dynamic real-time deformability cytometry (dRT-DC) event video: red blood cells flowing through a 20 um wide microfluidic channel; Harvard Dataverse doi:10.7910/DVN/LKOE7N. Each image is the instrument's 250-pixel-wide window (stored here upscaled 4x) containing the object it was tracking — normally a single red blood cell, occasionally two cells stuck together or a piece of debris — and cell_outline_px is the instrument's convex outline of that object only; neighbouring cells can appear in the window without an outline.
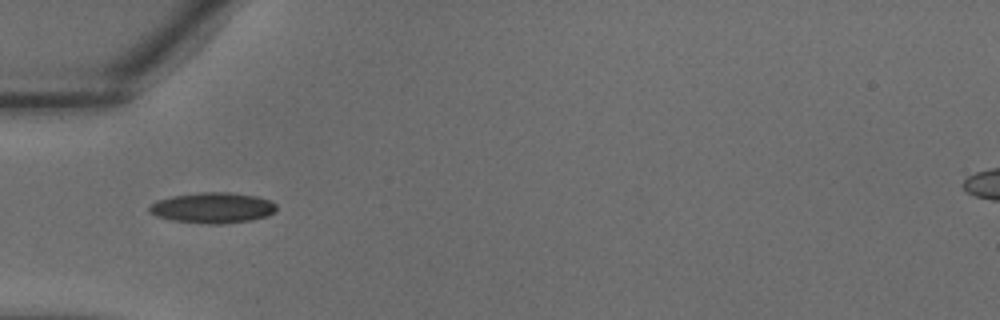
{"species": "common noctule bat (a hibernating species)", "species_latin": "Nyctalus noctula", "temperature_condition": "warm", "stored_images_in_passage": 26, "camera_frame_rate_fps": 3000, "um_per_image_px": 0.085, "animal": {"sex": "male", "body_mass_g": 18.8}, "frame": {"image": 1, "passage_image": 1, "time_ms": 0.0, "image_size_px": [1000, 320], "cell_outline_px": [[276, 212], [268, 216], [252, 220], [220, 224], [208, 224], [172, 220], [156, 216], [148, 212], [148, 208], [156, 200], [172, 196], [200, 192], [232, 192], [256, 196], [268, 200], [276, 204]], "centroid_in_image_um": [18.08, 17.66], "position_along_channel_um": 66.9, "area_um2": 22.83}}
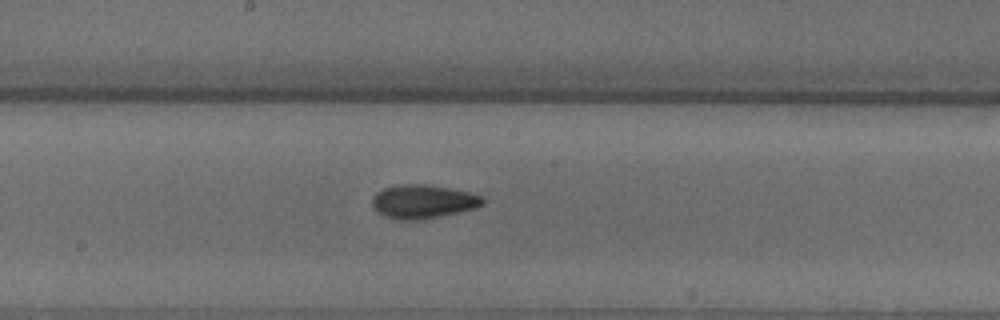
{"frame": {"image": 2, "passage_image": 9, "time_ms": 2.667, "image_size_px": [1000, 320], "cell_outline_px": [[484, 204], [476, 208], [416, 220], [400, 220], [384, 216], [372, 208], [372, 196], [376, 192], [384, 188], [400, 184], [428, 184], [468, 192], [480, 196], [484, 200]], "centroid_in_image_um": [35.9, 17.12], "position_along_channel_um": 212.3, "area_um2": 21.5}}
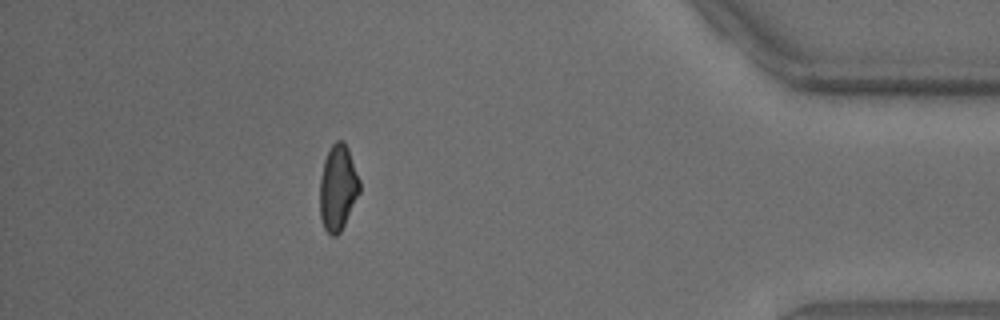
{"frame": {"image": 3, "passage_image": 22, "time_ms": 7.0, "image_size_px": [1000, 320], "cell_outline_px": [[360, 192], [340, 232], [336, 236], [332, 236], [324, 228], [320, 216], [320, 176], [324, 160], [332, 144], [336, 140], [344, 140], [348, 148], [360, 180]], "centroid_in_image_um": [28.72, 15.94], "position_along_channel_um": 406.5, "area_um2": 19.83}}